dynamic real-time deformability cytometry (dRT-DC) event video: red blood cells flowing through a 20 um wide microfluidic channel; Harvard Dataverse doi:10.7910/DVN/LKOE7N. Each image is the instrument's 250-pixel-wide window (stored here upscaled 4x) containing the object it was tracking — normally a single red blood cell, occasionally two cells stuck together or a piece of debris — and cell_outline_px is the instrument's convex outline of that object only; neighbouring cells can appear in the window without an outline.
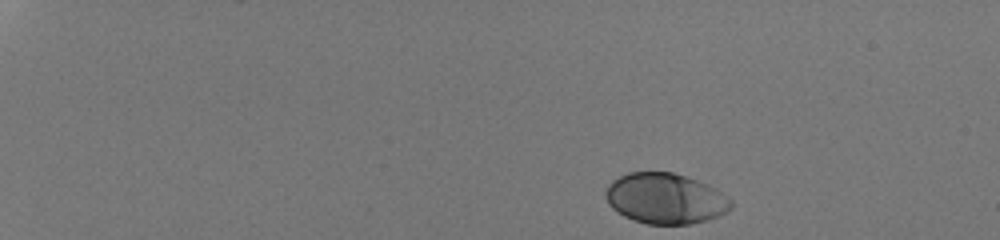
{"species": "human", "species_latin": "Homo sapiens", "temperature_condition": "room temperature", "stored_images_in_passage": 40, "camera_frame_rate_fps": 3000, "um_per_image_px": 0.085, "donor": {"sex": "male"}, "frame": {"image": 1, "passage_image": 1, "time_ms": 0.0, "image_size_px": [1000, 240], "cell_outline_px": [[732, 208], [708, 220], [692, 224], [648, 224], [632, 220], [616, 212], [608, 204], [604, 192], [608, 184], [612, 180], [628, 172], [672, 172], [708, 184], [732, 200]], "centroid_in_image_um": [56.52, 16.88], "position_along_channel_um": 28.5, "area_um2": 37.05}}
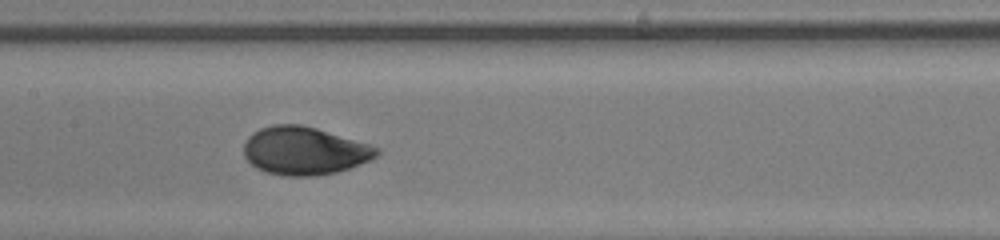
{"frame": {"image": 2, "passage_image": 23, "time_ms": 7.333, "image_size_px": [1000, 240], "cell_outline_px": [[380, 152], [376, 156], [368, 160], [348, 168], [336, 172], [312, 176], [288, 176], [268, 172], [256, 168], [244, 156], [244, 144], [248, 136], [252, 132], [260, 128], [272, 124], [300, 124], [316, 128], [368, 144], [380, 148]], "centroid_in_image_um": [25.83, 12.8], "position_along_channel_um": 181.6, "area_um2": 36.88}}
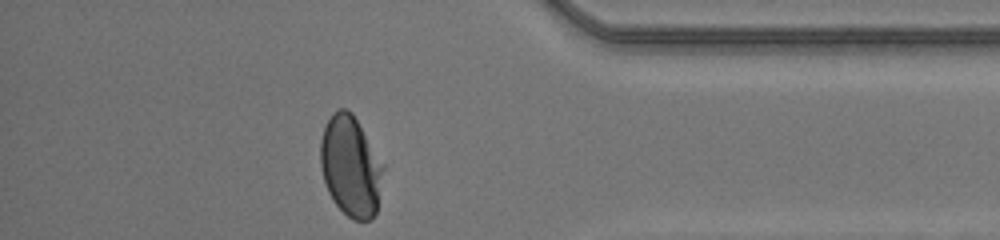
{"frame": {"image": 3, "passage_image": 40, "time_ms": 13.0, "image_size_px": [1000, 240], "cell_outline_px": [[384, 168], [376, 212], [368, 220], [352, 220], [332, 200], [328, 192], [324, 180], [320, 164], [320, 140], [324, 128], [332, 112], [340, 108], [348, 108], [352, 112], [384, 164]], "centroid_in_image_um": [29.79, 14.1], "position_along_channel_um": 405.4, "area_um2": 36.76}, "authors_computed_cell_mechanics": {"area_um2": 36.7319, "velocity_mm_per_s": 4.1846, "shape_relaxation_time_tau1_ms": 2.4586, "shape_relaxation_time_tau2_ms": null, "deformation_change_tau1": 0.1467, "deformation_change_tau2": null}}